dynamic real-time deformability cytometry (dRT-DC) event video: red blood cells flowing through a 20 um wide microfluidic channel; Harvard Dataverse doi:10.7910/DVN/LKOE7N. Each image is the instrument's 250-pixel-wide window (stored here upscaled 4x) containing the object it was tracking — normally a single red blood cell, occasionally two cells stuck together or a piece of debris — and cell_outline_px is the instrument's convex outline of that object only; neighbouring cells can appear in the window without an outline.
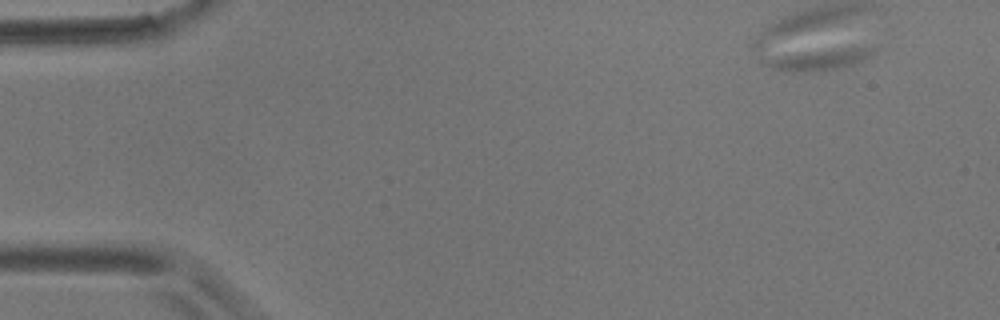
{"species": "common noctule bat (a hibernating species)", "species_latin": "Nyctalus noctula", "temperature_condition": "room temperature", "stored_images_in_passage": 7, "camera_frame_rate_fps": 3000, "um_per_image_px": 0.085, "animal": {"sex": "male", "body_mass_g": 17.9}, "frame": {"image": 1, "passage_image": 7, "time_ms": 7.0, "image_size_px": [1000, 320], "cell_outline_px": [[872, 56], [852, 64], [836, 68], [804, 72], [772, 68], [760, 64], [760, 60], [788, 56], [852, 48], [872, 48]], "centroid_in_image_um": [69.61, 5.1], "position_along_channel_um": 15.4, "area_um2": 11.68}}